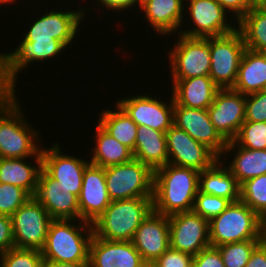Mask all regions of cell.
<instances>
[{
  "instance_id": "obj_2",
  "label": "cell",
  "mask_w": 266,
  "mask_h": 267,
  "mask_svg": "<svg viewBox=\"0 0 266 267\" xmlns=\"http://www.w3.org/2000/svg\"><path fill=\"white\" fill-rule=\"evenodd\" d=\"M16 96L0 90V158H42L40 132L29 126Z\"/></svg>"
},
{
  "instance_id": "obj_49",
  "label": "cell",
  "mask_w": 266,
  "mask_h": 267,
  "mask_svg": "<svg viewBox=\"0 0 266 267\" xmlns=\"http://www.w3.org/2000/svg\"><path fill=\"white\" fill-rule=\"evenodd\" d=\"M148 1L150 0H137V5L139 8H141Z\"/></svg>"
},
{
  "instance_id": "obj_30",
  "label": "cell",
  "mask_w": 266,
  "mask_h": 267,
  "mask_svg": "<svg viewBox=\"0 0 266 267\" xmlns=\"http://www.w3.org/2000/svg\"><path fill=\"white\" fill-rule=\"evenodd\" d=\"M96 127V142L93 152L90 153V163L105 168L129 162L134 158L128 147L110 136L99 124Z\"/></svg>"
},
{
  "instance_id": "obj_15",
  "label": "cell",
  "mask_w": 266,
  "mask_h": 267,
  "mask_svg": "<svg viewBox=\"0 0 266 267\" xmlns=\"http://www.w3.org/2000/svg\"><path fill=\"white\" fill-rule=\"evenodd\" d=\"M246 95L232 88H220L207 109L210 120L219 134L232 141L245 122Z\"/></svg>"
},
{
  "instance_id": "obj_48",
  "label": "cell",
  "mask_w": 266,
  "mask_h": 267,
  "mask_svg": "<svg viewBox=\"0 0 266 267\" xmlns=\"http://www.w3.org/2000/svg\"><path fill=\"white\" fill-rule=\"evenodd\" d=\"M15 1H17V0H0V4H3V5H4V4L6 5V4H8V3H9V4H10V3H11V4H12V3L14 4Z\"/></svg>"
},
{
  "instance_id": "obj_29",
  "label": "cell",
  "mask_w": 266,
  "mask_h": 267,
  "mask_svg": "<svg viewBox=\"0 0 266 267\" xmlns=\"http://www.w3.org/2000/svg\"><path fill=\"white\" fill-rule=\"evenodd\" d=\"M235 147L237 151L233 153L234 158L226 167L240 185L248 179L266 174V150L247 149L228 141L223 155L233 152Z\"/></svg>"
},
{
  "instance_id": "obj_21",
  "label": "cell",
  "mask_w": 266,
  "mask_h": 267,
  "mask_svg": "<svg viewBox=\"0 0 266 267\" xmlns=\"http://www.w3.org/2000/svg\"><path fill=\"white\" fill-rule=\"evenodd\" d=\"M80 220L93 223L110 205L107 192L105 168L89 163L78 196Z\"/></svg>"
},
{
  "instance_id": "obj_1",
  "label": "cell",
  "mask_w": 266,
  "mask_h": 267,
  "mask_svg": "<svg viewBox=\"0 0 266 267\" xmlns=\"http://www.w3.org/2000/svg\"><path fill=\"white\" fill-rule=\"evenodd\" d=\"M200 171L166 164L154 171L153 210L165 216L190 212L199 191Z\"/></svg>"
},
{
  "instance_id": "obj_27",
  "label": "cell",
  "mask_w": 266,
  "mask_h": 267,
  "mask_svg": "<svg viewBox=\"0 0 266 267\" xmlns=\"http://www.w3.org/2000/svg\"><path fill=\"white\" fill-rule=\"evenodd\" d=\"M219 159L211 168L200 171L199 191L221 198H227L231 202L240 200V184L230 170Z\"/></svg>"
},
{
  "instance_id": "obj_36",
  "label": "cell",
  "mask_w": 266,
  "mask_h": 267,
  "mask_svg": "<svg viewBox=\"0 0 266 267\" xmlns=\"http://www.w3.org/2000/svg\"><path fill=\"white\" fill-rule=\"evenodd\" d=\"M0 267H43L40 250L12 248L0 255Z\"/></svg>"
},
{
  "instance_id": "obj_47",
  "label": "cell",
  "mask_w": 266,
  "mask_h": 267,
  "mask_svg": "<svg viewBox=\"0 0 266 267\" xmlns=\"http://www.w3.org/2000/svg\"><path fill=\"white\" fill-rule=\"evenodd\" d=\"M251 8H265L266 0H249Z\"/></svg>"
},
{
  "instance_id": "obj_26",
  "label": "cell",
  "mask_w": 266,
  "mask_h": 267,
  "mask_svg": "<svg viewBox=\"0 0 266 267\" xmlns=\"http://www.w3.org/2000/svg\"><path fill=\"white\" fill-rule=\"evenodd\" d=\"M133 157L153 171L168 164L165 132L138 126Z\"/></svg>"
},
{
  "instance_id": "obj_37",
  "label": "cell",
  "mask_w": 266,
  "mask_h": 267,
  "mask_svg": "<svg viewBox=\"0 0 266 267\" xmlns=\"http://www.w3.org/2000/svg\"><path fill=\"white\" fill-rule=\"evenodd\" d=\"M230 204L231 201L227 198L208 195L198 191L192 211L210 221L212 218L219 216Z\"/></svg>"
},
{
  "instance_id": "obj_10",
  "label": "cell",
  "mask_w": 266,
  "mask_h": 267,
  "mask_svg": "<svg viewBox=\"0 0 266 267\" xmlns=\"http://www.w3.org/2000/svg\"><path fill=\"white\" fill-rule=\"evenodd\" d=\"M11 219L15 248L41 251L53 220L41 203L35 197H30Z\"/></svg>"
},
{
  "instance_id": "obj_13",
  "label": "cell",
  "mask_w": 266,
  "mask_h": 267,
  "mask_svg": "<svg viewBox=\"0 0 266 267\" xmlns=\"http://www.w3.org/2000/svg\"><path fill=\"white\" fill-rule=\"evenodd\" d=\"M117 105L138 126L149 127L165 132L173 125L174 121V99L163 102L160 98L141 94L116 101Z\"/></svg>"
},
{
  "instance_id": "obj_12",
  "label": "cell",
  "mask_w": 266,
  "mask_h": 267,
  "mask_svg": "<svg viewBox=\"0 0 266 267\" xmlns=\"http://www.w3.org/2000/svg\"><path fill=\"white\" fill-rule=\"evenodd\" d=\"M165 135L169 164L203 171L211 168L220 159L211 149L174 124Z\"/></svg>"
},
{
  "instance_id": "obj_42",
  "label": "cell",
  "mask_w": 266,
  "mask_h": 267,
  "mask_svg": "<svg viewBox=\"0 0 266 267\" xmlns=\"http://www.w3.org/2000/svg\"><path fill=\"white\" fill-rule=\"evenodd\" d=\"M12 248H15L12 219L9 216L0 215V255Z\"/></svg>"
},
{
  "instance_id": "obj_31",
  "label": "cell",
  "mask_w": 266,
  "mask_h": 267,
  "mask_svg": "<svg viewBox=\"0 0 266 267\" xmlns=\"http://www.w3.org/2000/svg\"><path fill=\"white\" fill-rule=\"evenodd\" d=\"M116 110L104 109L98 119V124L119 143L128 147L132 152L135 148L138 125L125 114L116 104Z\"/></svg>"
},
{
  "instance_id": "obj_40",
  "label": "cell",
  "mask_w": 266,
  "mask_h": 267,
  "mask_svg": "<svg viewBox=\"0 0 266 267\" xmlns=\"http://www.w3.org/2000/svg\"><path fill=\"white\" fill-rule=\"evenodd\" d=\"M193 255L169 247L149 267H192Z\"/></svg>"
},
{
  "instance_id": "obj_28",
  "label": "cell",
  "mask_w": 266,
  "mask_h": 267,
  "mask_svg": "<svg viewBox=\"0 0 266 267\" xmlns=\"http://www.w3.org/2000/svg\"><path fill=\"white\" fill-rule=\"evenodd\" d=\"M25 159L28 160V158H0V183L21 187L34 197L42 169V158H35L36 166L25 162Z\"/></svg>"
},
{
  "instance_id": "obj_18",
  "label": "cell",
  "mask_w": 266,
  "mask_h": 267,
  "mask_svg": "<svg viewBox=\"0 0 266 267\" xmlns=\"http://www.w3.org/2000/svg\"><path fill=\"white\" fill-rule=\"evenodd\" d=\"M59 143L51 148H42V169L61 186L79 196L82 189L84 170L90 163L87 160L61 153Z\"/></svg>"
},
{
  "instance_id": "obj_4",
  "label": "cell",
  "mask_w": 266,
  "mask_h": 267,
  "mask_svg": "<svg viewBox=\"0 0 266 267\" xmlns=\"http://www.w3.org/2000/svg\"><path fill=\"white\" fill-rule=\"evenodd\" d=\"M153 210V197L111 201L92 223L94 235L109 241H132L141 222Z\"/></svg>"
},
{
  "instance_id": "obj_14",
  "label": "cell",
  "mask_w": 266,
  "mask_h": 267,
  "mask_svg": "<svg viewBox=\"0 0 266 267\" xmlns=\"http://www.w3.org/2000/svg\"><path fill=\"white\" fill-rule=\"evenodd\" d=\"M168 219L171 248L194 256L210 246L208 220L193 211L177 213Z\"/></svg>"
},
{
  "instance_id": "obj_3",
  "label": "cell",
  "mask_w": 266,
  "mask_h": 267,
  "mask_svg": "<svg viewBox=\"0 0 266 267\" xmlns=\"http://www.w3.org/2000/svg\"><path fill=\"white\" fill-rule=\"evenodd\" d=\"M77 221L53 219L50 222L41 250L44 262L89 263L93 226L80 220L81 223H78L77 227L73 223Z\"/></svg>"
},
{
  "instance_id": "obj_45",
  "label": "cell",
  "mask_w": 266,
  "mask_h": 267,
  "mask_svg": "<svg viewBox=\"0 0 266 267\" xmlns=\"http://www.w3.org/2000/svg\"><path fill=\"white\" fill-rule=\"evenodd\" d=\"M99 2V3H98ZM98 5L100 7L105 6L106 9H111L112 11H128L129 8L137 5V0H98ZM128 9V10H127Z\"/></svg>"
},
{
  "instance_id": "obj_22",
  "label": "cell",
  "mask_w": 266,
  "mask_h": 267,
  "mask_svg": "<svg viewBox=\"0 0 266 267\" xmlns=\"http://www.w3.org/2000/svg\"><path fill=\"white\" fill-rule=\"evenodd\" d=\"M88 267H149L131 241H109L93 235Z\"/></svg>"
},
{
  "instance_id": "obj_46",
  "label": "cell",
  "mask_w": 266,
  "mask_h": 267,
  "mask_svg": "<svg viewBox=\"0 0 266 267\" xmlns=\"http://www.w3.org/2000/svg\"><path fill=\"white\" fill-rule=\"evenodd\" d=\"M89 263L44 262L43 267H88Z\"/></svg>"
},
{
  "instance_id": "obj_35",
  "label": "cell",
  "mask_w": 266,
  "mask_h": 267,
  "mask_svg": "<svg viewBox=\"0 0 266 267\" xmlns=\"http://www.w3.org/2000/svg\"><path fill=\"white\" fill-rule=\"evenodd\" d=\"M232 141L247 149L266 150V122H244Z\"/></svg>"
},
{
  "instance_id": "obj_6",
  "label": "cell",
  "mask_w": 266,
  "mask_h": 267,
  "mask_svg": "<svg viewBox=\"0 0 266 267\" xmlns=\"http://www.w3.org/2000/svg\"><path fill=\"white\" fill-rule=\"evenodd\" d=\"M19 44V47L11 53H0V90L2 91L16 92L17 74L22 69H27L34 61L51 60L65 52L67 48L59 40L26 41L22 39Z\"/></svg>"
},
{
  "instance_id": "obj_5",
  "label": "cell",
  "mask_w": 266,
  "mask_h": 267,
  "mask_svg": "<svg viewBox=\"0 0 266 267\" xmlns=\"http://www.w3.org/2000/svg\"><path fill=\"white\" fill-rule=\"evenodd\" d=\"M265 220L241 200L231 204L209 221L210 246L250 239H265Z\"/></svg>"
},
{
  "instance_id": "obj_9",
  "label": "cell",
  "mask_w": 266,
  "mask_h": 267,
  "mask_svg": "<svg viewBox=\"0 0 266 267\" xmlns=\"http://www.w3.org/2000/svg\"><path fill=\"white\" fill-rule=\"evenodd\" d=\"M246 49L241 32L211 37V67L209 77L219 88H232L239 64Z\"/></svg>"
},
{
  "instance_id": "obj_8",
  "label": "cell",
  "mask_w": 266,
  "mask_h": 267,
  "mask_svg": "<svg viewBox=\"0 0 266 267\" xmlns=\"http://www.w3.org/2000/svg\"><path fill=\"white\" fill-rule=\"evenodd\" d=\"M179 37L170 51L172 79L209 76L211 67V37Z\"/></svg>"
},
{
  "instance_id": "obj_24",
  "label": "cell",
  "mask_w": 266,
  "mask_h": 267,
  "mask_svg": "<svg viewBox=\"0 0 266 267\" xmlns=\"http://www.w3.org/2000/svg\"><path fill=\"white\" fill-rule=\"evenodd\" d=\"M183 0H150L140 9L144 11L147 23L159 35H168L178 31L183 25L186 8ZM175 31V32H174Z\"/></svg>"
},
{
  "instance_id": "obj_17",
  "label": "cell",
  "mask_w": 266,
  "mask_h": 267,
  "mask_svg": "<svg viewBox=\"0 0 266 267\" xmlns=\"http://www.w3.org/2000/svg\"><path fill=\"white\" fill-rule=\"evenodd\" d=\"M173 124L191 138L211 149L223 160L227 141L219 134L210 120L207 109L189 108L174 102Z\"/></svg>"
},
{
  "instance_id": "obj_43",
  "label": "cell",
  "mask_w": 266,
  "mask_h": 267,
  "mask_svg": "<svg viewBox=\"0 0 266 267\" xmlns=\"http://www.w3.org/2000/svg\"><path fill=\"white\" fill-rule=\"evenodd\" d=\"M228 13L234 12L236 22H238L250 9L251 4L249 0H216Z\"/></svg>"
},
{
  "instance_id": "obj_33",
  "label": "cell",
  "mask_w": 266,
  "mask_h": 267,
  "mask_svg": "<svg viewBox=\"0 0 266 267\" xmlns=\"http://www.w3.org/2000/svg\"><path fill=\"white\" fill-rule=\"evenodd\" d=\"M240 200L266 220V174L246 180L240 185Z\"/></svg>"
},
{
  "instance_id": "obj_20",
  "label": "cell",
  "mask_w": 266,
  "mask_h": 267,
  "mask_svg": "<svg viewBox=\"0 0 266 267\" xmlns=\"http://www.w3.org/2000/svg\"><path fill=\"white\" fill-rule=\"evenodd\" d=\"M150 265L170 247L168 216L152 210L141 222L131 241Z\"/></svg>"
},
{
  "instance_id": "obj_25",
  "label": "cell",
  "mask_w": 266,
  "mask_h": 267,
  "mask_svg": "<svg viewBox=\"0 0 266 267\" xmlns=\"http://www.w3.org/2000/svg\"><path fill=\"white\" fill-rule=\"evenodd\" d=\"M232 89L244 95L266 90V53L245 49Z\"/></svg>"
},
{
  "instance_id": "obj_16",
  "label": "cell",
  "mask_w": 266,
  "mask_h": 267,
  "mask_svg": "<svg viewBox=\"0 0 266 267\" xmlns=\"http://www.w3.org/2000/svg\"><path fill=\"white\" fill-rule=\"evenodd\" d=\"M192 29L180 30L179 34L187 37H214L234 32V26L228 22L229 13L216 0H187ZM228 16H227V14Z\"/></svg>"
},
{
  "instance_id": "obj_44",
  "label": "cell",
  "mask_w": 266,
  "mask_h": 267,
  "mask_svg": "<svg viewBox=\"0 0 266 267\" xmlns=\"http://www.w3.org/2000/svg\"><path fill=\"white\" fill-rule=\"evenodd\" d=\"M245 267H266V240L264 239L252 252Z\"/></svg>"
},
{
  "instance_id": "obj_41",
  "label": "cell",
  "mask_w": 266,
  "mask_h": 267,
  "mask_svg": "<svg viewBox=\"0 0 266 267\" xmlns=\"http://www.w3.org/2000/svg\"><path fill=\"white\" fill-rule=\"evenodd\" d=\"M192 267H225L219 249L209 246L193 257Z\"/></svg>"
},
{
  "instance_id": "obj_7",
  "label": "cell",
  "mask_w": 266,
  "mask_h": 267,
  "mask_svg": "<svg viewBox=\"0 0 266 267\" xmlns=\"http://www.w3.org/2000/svg\"><path fill=\"white\" fill-rule=\"evenodd\" d=\"M105 179L111 201L153 197L154 171L137 159L105 167Z\"/></svg>"
},
{
  "instance_id": "obj_32",
  "label": "cell",
  "mask_w": 266,
  "mask_h": 267,
  "mask_svg": "<svg viewBox=\"0 0 266 267\" xmlns=\"http://www.w3.org/2000/svg\"><path fill=\"white\" fill-rule=\"evenodd\" d=\"M237 27L247 49L266 53V7L251 8L238 21Z\"/></svg>"
},
{
  "instance_id": "obj_50",
  "label": "cell",
  "mask_w": 266,
  "mask_h": 267,
  "mask_svg": "<svg viewBox=\"0 0 266 267\" xmlns=\"http://www.w3.org/2000/svg\"><path fill=\"white\" fill-rule=\"evenodd\" d=\"M264 237H265V240H266V220H265V230H264Z\"/></svg>"
},
{
  "instance_id": "obj_39",
  "label": "cell",
  "mask_w": 266,
  "mask_h": 267,
  "mask_svg": "<svg viewBox=\"0 0 266 267\" xmlns=\"http://www.w3.org/2000/svg\"><path fill=\"white\" fill-rule=\"evenodd\" d=\"M245 122H266V90L246 95Z\"/></svg>"
},
{
  "instance_id": "obj_23",
  "label": "cell",
  "mask_w": 266,
  "mask_h": 267,
  "mask_svg": "<svg viewBox=\"0 0 266 267\" xmlns=\"http://www.w3.org/2000/svg\"><path fill=\"white\" fill-rule=\"evenodd\" d=\"M172 80L174 102L189 108L208 109L220 89L209 76Z\"/></svg>"
},
{
  "instance_id": "obj_34",
  "label": "cell",
  "mask_w": 266,
  "mask_h": 267,
  "mask_svg": "<svg viewBox=\"0 0 266 267\" xmlns=\"http://www.w3.org/2000/svg\"><path fill=\"white\" fill-rule=\"evenodd\" d=\"M264 239H250L218 246L225 267H245L253 250Z\"/></svg>"
},
{
  "instance_id": "obj_11",
  "label": "cell",
  "mask_w": 266,
  "mask_h": 267,
  "mask_svg": "<svg viewBox=\"0 0 266 267\" xmlns=\"http://www.w3.org/2000/svg\"><path fill=\"white\" fill-rule=\"evenodd\" d=\"M75 11H55L49 10L47 13L42 14V17L37 18L24 34L23 39L26 41H51L59 40L66 47L74 41L77 37L80 22L86 15L82 8Z\"/></svg>"
},
{
  "instance_id": "obj_19",
  "label": "cell",
  "mask_w": 266,
  "mask_h": 267,
  "mask_svg": "<svg viewBox=\"0 0 266 267\" xmlns=\"http://www.w3.org/2000/svg\"><path fill=\"white\" fill-rule=\"evenodd\" d=\"M34 197L48 211L52 219L80 221L78 196L61 186L43 169L40 170L38 176Z\"/></svg>"
},
{
  "instance_id": "obj_38",
  "label": "cell",
  "mask_w": 266,
  "mask_h": 267,
  "mask_svg": "<svg viewBox=\"0 0 266 267\" xmlns=\"http://www.w3.org/2000/svg\"><path fill=\"white\" fill-rule=\"evenodd\" d=\"M30 197L21 187L0 183V215L11 217Z\"/></svg>"
}]
</instances>
